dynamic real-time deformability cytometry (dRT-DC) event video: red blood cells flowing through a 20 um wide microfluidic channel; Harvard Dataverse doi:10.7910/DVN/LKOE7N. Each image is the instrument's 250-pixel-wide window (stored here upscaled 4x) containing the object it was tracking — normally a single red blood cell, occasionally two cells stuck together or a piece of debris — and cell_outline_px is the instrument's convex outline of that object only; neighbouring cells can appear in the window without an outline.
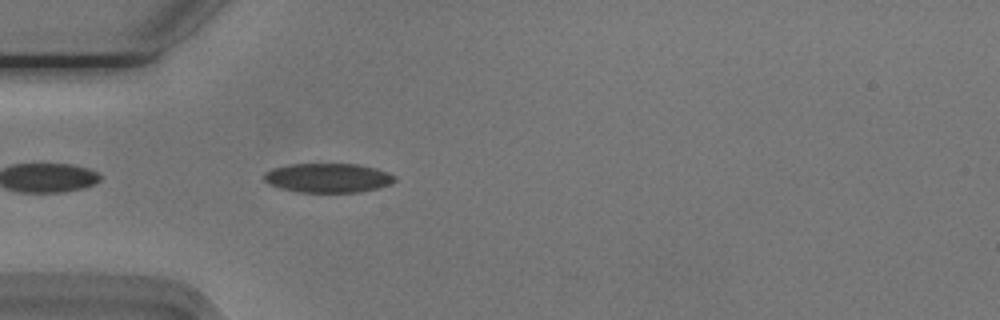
{"species": "Egyptian fruit bat (a non-hibernating species)", "species_latin": "Rousettus aegyptiacus", "temperature_condition": "cold", "stored_images_in_passage": 41, "camera_frame_rate_fps": 3000, "um_per_image_px": 0.085, "animal": {"sex": "male"}, "frame": {"image": 1, "passage_image": 3, "time_ms": 0.667, "image_size_px": [1000, 320], "cell_outline_px": [[396, 180], [392, 184], [380, 188], [360, 192], [296, 192], [280, 188], [264, 180], [264, 172], [272, 168], [292, 164], [360, 164], [376, 168], [388, 172], [396, 176]], "centroid_in_image_um": [27.93, 15.12], "position_along_channel_um": 57.1, "area_um2": 22.48}}
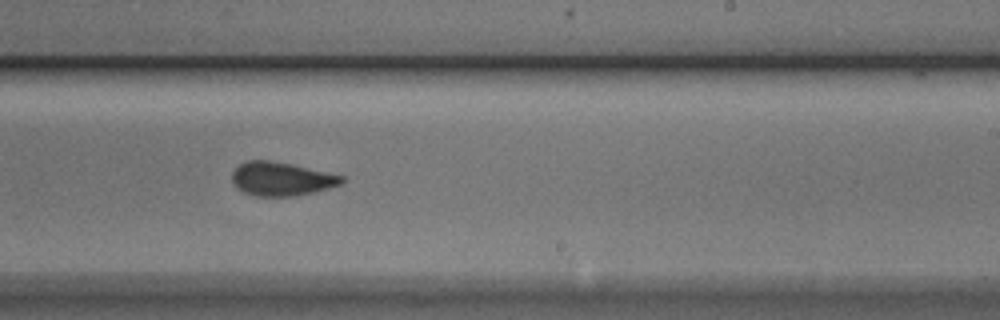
{"frame": {"image": 2, "passage_image": 20, "time_ms": 6.333, "image_size_px": [1000, 320], "cell_outline_px": [[344, 184], [312, 192], [292, 196], [256, 196], [244, 192], [236, 188], [232, 184], [232, 172], [244, 160], [268, 160], [292, 164], [344, 176]], "centroid_in_image_um": [23.9, 15.2], "position_along_channel_um": 265.1, "area_um2": 21.56}}
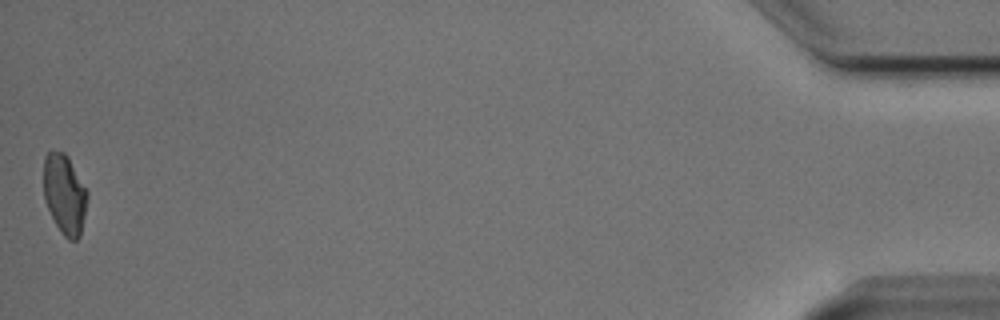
{"frame": {"image": 3, "passage_image": 41, "time_ms": 13.333, "image_size_px": [1000, 320], "cell_outline_px": [[88, 196], [80, 236], [76, 240], [68, 240], [64, 236], [56, 224], [44, 200], [44, 156], [48, 152], [64, 152], [68, 156], [88, 192]], "centroid_in_image_um": [5.49, 16.51], "position_along_channel_um": 429.7, "area_um2": 20.17}, "authors_computed_cell_mechanics": {"area_um2": 21.964, "velocity_mm_per_s": 3.7506, "shape_relaxation_time_tau1_ms": 5.286, "shape_relaxation_time_tau2_ms": 1.6232, "deformation_change_tau1": 0.1172, "deformation_change_tau2": 0.0705}}